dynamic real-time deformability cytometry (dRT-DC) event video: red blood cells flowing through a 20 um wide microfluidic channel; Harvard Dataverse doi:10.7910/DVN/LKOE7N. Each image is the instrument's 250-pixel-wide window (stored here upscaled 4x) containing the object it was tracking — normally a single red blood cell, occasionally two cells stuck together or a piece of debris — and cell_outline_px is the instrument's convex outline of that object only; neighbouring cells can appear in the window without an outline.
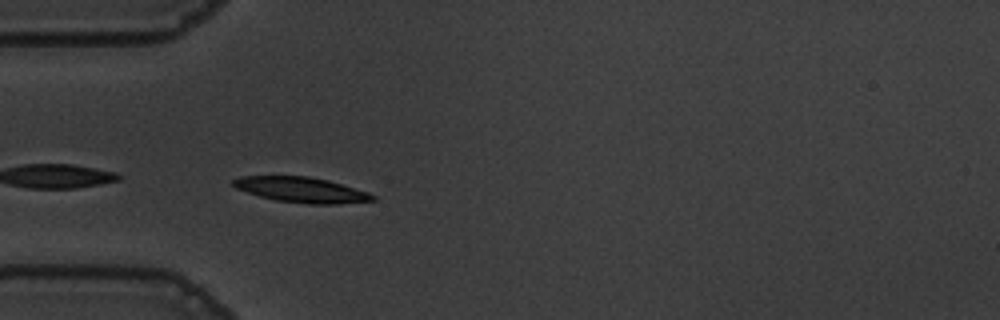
{"species": "common noctule bat (a hibernating species)", "species_latin": "Nyctalus noctula", "temperature_condition": "warm", "stored_images_in_passage": 31, "camera_frame_rate_fps": 3000, "um_per_image_px": 0.085, "animal": {"sex": "male", "body_mass_g": 19.5, "forearm_length_mm": 54.6}, "frame": {"image": 1, "passage_image": 1, "time_ms": 0.0, "image_size_px": [1000, 320], "cell_outline_px": [[376, 200], [336, 204], [308, 204], [276, 200], [260, 196], [236, 188], [232, 184], [232, 180], [240, 176], [308, 176], [328, 180], [368, 192], [376, 196]], "centroid_in_image_um": [25.63, 16.13], "position_along_channel_um": 59.4, "area_um2": 20.46}, "authors_computed_cell_mechanics": {"area_um2": 21.2704, "velocity_mm_per_s": 3.6067, "shape_relaxation_time_tau1_ms": 2.8172, "shape_relaxation_time_tau2_ms": 1.4343, "deformation_change_tau1": 0.1459, "deformation_change_tau2": 0.0634}}